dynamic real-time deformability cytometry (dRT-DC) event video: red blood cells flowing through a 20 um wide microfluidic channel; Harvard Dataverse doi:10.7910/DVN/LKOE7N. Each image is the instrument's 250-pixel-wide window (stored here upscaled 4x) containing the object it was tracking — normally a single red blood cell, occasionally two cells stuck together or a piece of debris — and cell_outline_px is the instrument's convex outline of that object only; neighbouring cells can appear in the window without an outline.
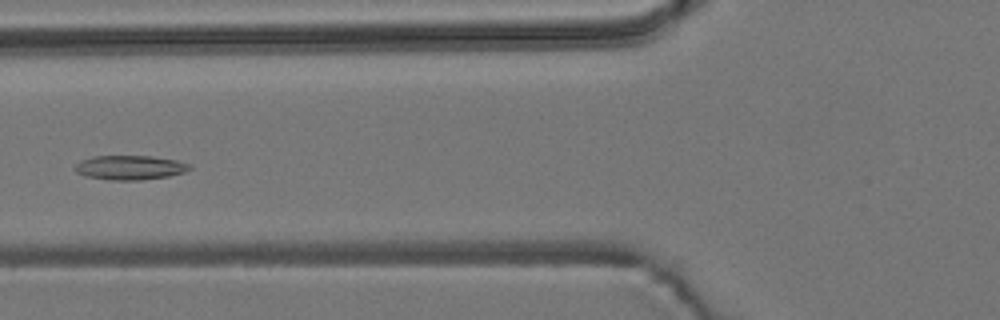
{"species": "common noctule bat (a hibernating species)", "species_latin": "Nyctalus noctula", "temperature_condition": "room temperature", "stored_images_in_passage": 6, "camera_frame_rate_fps": 3000, "um_per_image_px": 0.085, "animal": {"sex": "male", "body_mass_g": 19.2, "forearm_length_mm": 51.8}, "frame": {"image": 1, "passage_image": 6, "time_ms": 1.667, "image_size_px": [1000, 320], "cell_outline_px": [[192, 168], [184, 172], [168, 176], [140, 180], [108, 180], [84, 176], [76, 172], [72, 168], [80, 160], [92, 156], [152, 156], [176, 160], [192, 164]], "centroid_in_image_um": [11.01, 14.24], "position_along_channel_um": 114.8, "area_um2": 16.47}}